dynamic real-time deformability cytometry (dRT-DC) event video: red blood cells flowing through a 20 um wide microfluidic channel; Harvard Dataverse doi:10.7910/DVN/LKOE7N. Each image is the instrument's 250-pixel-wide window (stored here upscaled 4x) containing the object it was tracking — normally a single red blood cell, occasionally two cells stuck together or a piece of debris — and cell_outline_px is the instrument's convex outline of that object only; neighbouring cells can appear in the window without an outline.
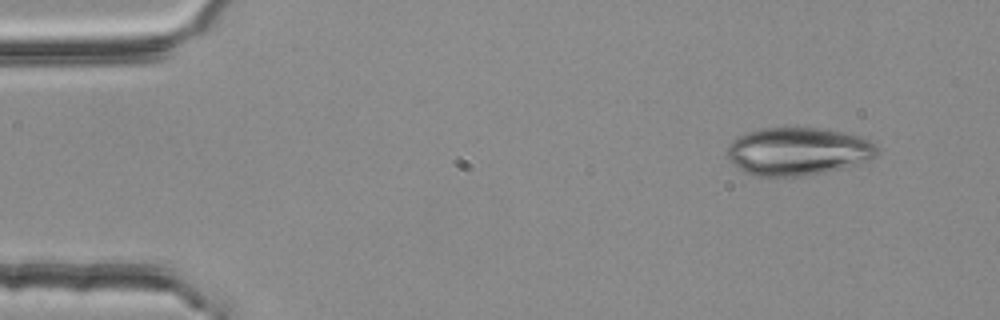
{"species": "common noctule bat (a hibernating species)", "species_latin": "Nyctalus noctula", "temperature_condition": "room temperature", "stored_images_in_passage": 3, "segment_of_instrument_passage": [2, 2], "camera_frame_rate_fps": 3000, "um_per_image_px": 0.085, "animal": {"sex": "female", "body_mass_g": 25.1}, "frame": {"image": 1, "passage_image": 3, "time_ms": 0.667, "image_size_px": [1000, 320], "cell_outline_px": [[880, 152], [872, 160], [824, 172], [804, 176], [760, 176], [748, 172], [732, 164], [724, 152], [732, 140], [748, 132], [764, 128], [828, 128], [860, 136], [872, 140], [880, 148]], "centroid_in_image_um": [67.88, 12.85], "position_along_channel_um": 17.1, "area_um2": 42.14}}